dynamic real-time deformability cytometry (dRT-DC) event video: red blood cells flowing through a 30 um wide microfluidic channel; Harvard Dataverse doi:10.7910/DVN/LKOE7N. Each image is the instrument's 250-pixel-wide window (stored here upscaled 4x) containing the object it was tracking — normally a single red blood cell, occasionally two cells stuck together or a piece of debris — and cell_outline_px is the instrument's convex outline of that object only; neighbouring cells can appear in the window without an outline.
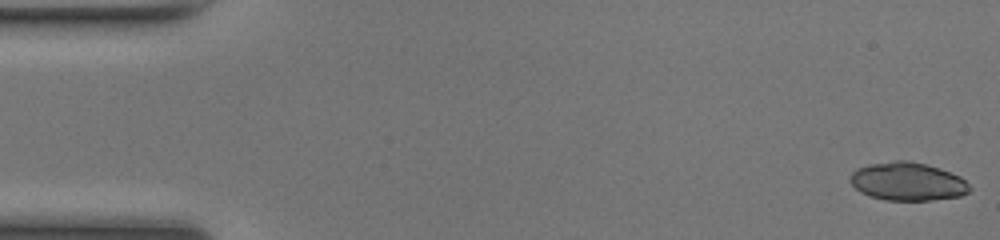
{"species": "common noctule bat (a hibernating species)", "species_latin": "Nyctalus noctula", "temperature_condition": "room temperature", "stored_images_in_passage": 49, "camera_frame_rate_fps": 3000, "um_per_image_px": 0.085, "animal": {"sex": "female", "body_mass_g": 17.0, "forearm_length_mm": 48.0}, "frame": {"image": 1, "passage_image": 1, "time_ms": 0.0, "image_size_px": [1000, 240], "cell_outline_px": [[972, 188], [968, 192], [960, 196], [932, 200], [884, 200], [860, 192], [852, 184], [848, 176], [856, 168], [868, 164], [896, 160], [908, 160], [940, 168], [960, 176]], "centroid_in_image_um": [77.13, 15.42], "position_along_channel_um": 7.9, "area_um2": 26.65}}
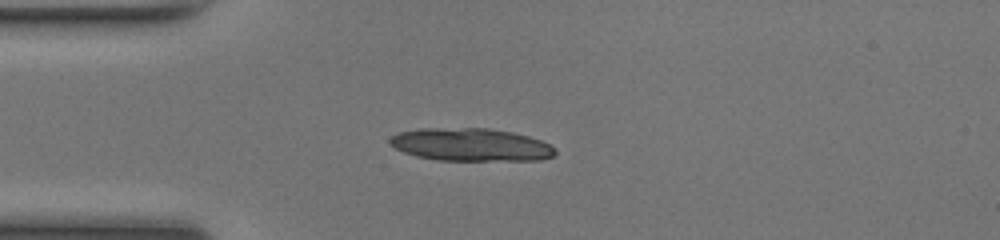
{"frame": {"image": 2, "passage_image": 13, "time_ms": 4.0, "image_size_px": [1000, 240], "cell_outline_px": [[556, 152], [552, 156], [540, 160], [436, 160], [416, 156], [404, 152], [396, 148], [388, 140], [392, 136], [400, 132], [420, 128], [488, 128], [512, 132], [528, 136], [540, 140], [556, 148]], "centroid_in_image_um": [40.02, 12.3], "position_along_channel_um": 45.0, "area_um2": 31.5}}